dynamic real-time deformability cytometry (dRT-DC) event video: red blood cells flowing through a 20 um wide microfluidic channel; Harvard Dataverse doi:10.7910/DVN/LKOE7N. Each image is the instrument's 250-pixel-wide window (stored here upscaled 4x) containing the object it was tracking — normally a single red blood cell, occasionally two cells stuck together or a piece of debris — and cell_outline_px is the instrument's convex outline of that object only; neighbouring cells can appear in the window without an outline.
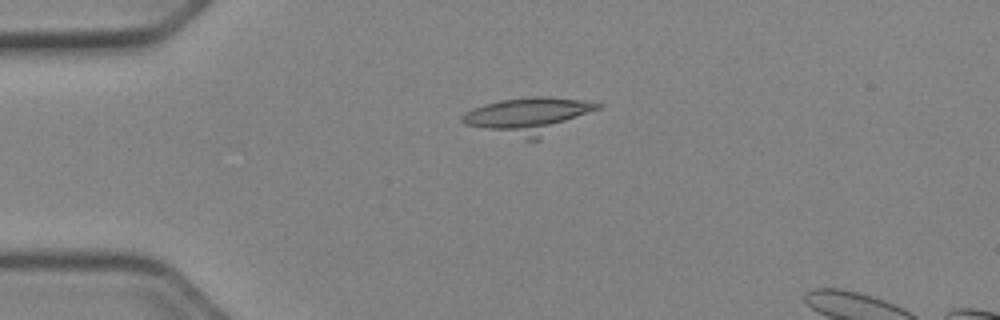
{"species": "Egyptian fruit bat (a non-hibernating species)", "species_latin": "Rousettus aegyptiacus", "temperature_condition": "cold", "stored_images_in_passage": 39, "camera_frame_rate_fps": 3000, "um_per_image_px": 0.085, "animal": {"sex": "female"}, "frame": {"image": 1, "passage_image": 1, "time_ms": 0.0, "image_size_px": [1000, 320], "cell_outline_px": [[604, 104], [600, 108], [540, 140], [524, 140], [464, 124], [460, 120], [460, 116], [464, 112], [472, 108], [484, 104], [500, 100], [532, 96], [548, 96], [580, 100]], "centroid_in_image_um": [44.91, 9.85], "position_along_channel_um": 40.1, "area_um2": 29.02}}
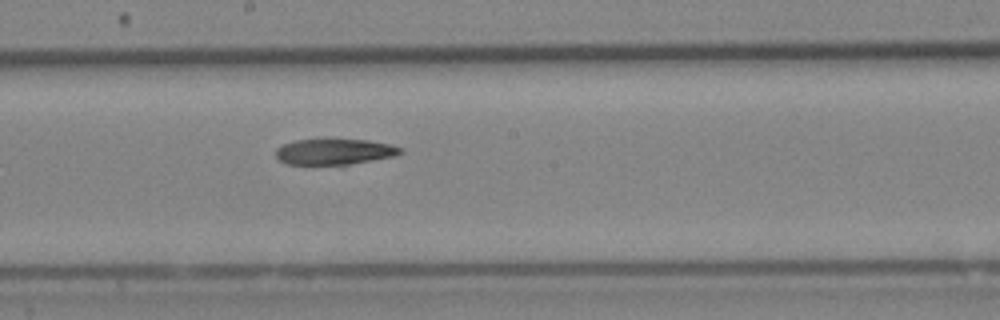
{"frame": {"image": 2, "passage_image": 17, "time_ms": 5.333, "image_size_px": [1000, 320], "cell_outline_px": [[404, 152], [396, 156], [348, 164], [284, 164], [276, 156], [276, 148], [284, 144], [296, 140], [368, 140], [392, 144], [404, 148]], "centroid_in_image_um": [28.48, 12.89], "position_along_channel_um": 219.7, "area_um2": 18.61}}
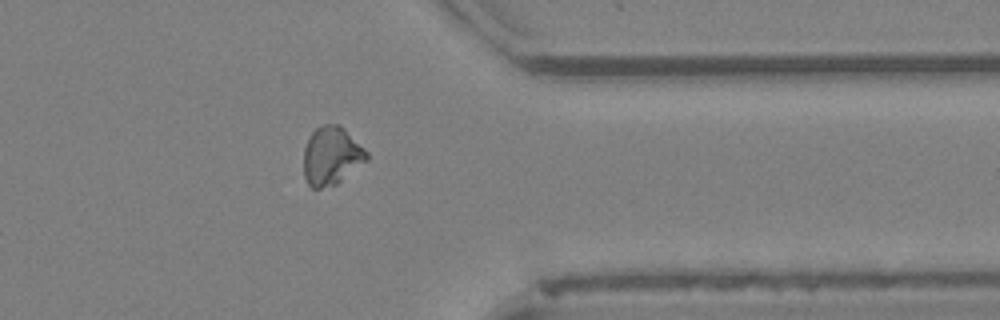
{"frame": {"image": 3, "passage_image": 30, "time_ms": 9.667, "image_size_px": [1000, 320], "cell_outline_px": [[368, 160], [336, 184], [320, 188], [312, 188], [308, 184], [304, 176], [304, 148], [312, 132], [316, 128], [324, 124], [336, 124], [344, 128], [368, 152]], "centroid_in_image_um": [28.18, 13.25], "position_along_channel_um": 383.2, "area_um2": 21.27}}